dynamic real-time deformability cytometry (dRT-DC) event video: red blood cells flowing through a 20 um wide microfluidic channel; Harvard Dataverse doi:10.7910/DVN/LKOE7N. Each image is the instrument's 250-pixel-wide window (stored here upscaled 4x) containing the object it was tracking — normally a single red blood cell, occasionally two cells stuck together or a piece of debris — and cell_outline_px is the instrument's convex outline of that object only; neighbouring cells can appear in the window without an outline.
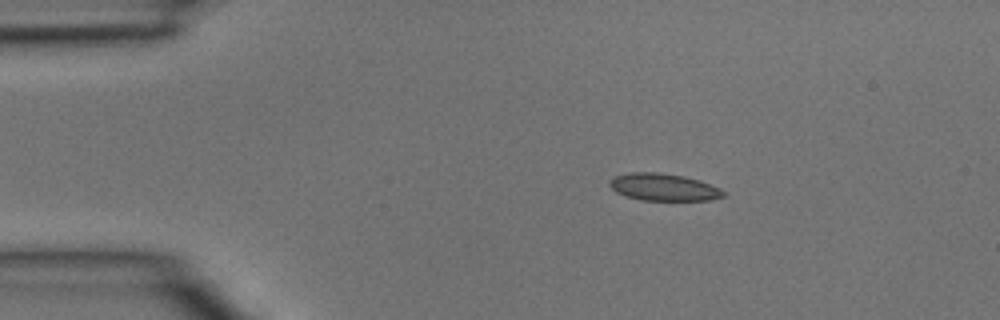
{"species": "common noctule bat (a hibernating species)", "species_latin": "Nyctalus noctula", "temperature_condition": "room temperature", "stored_images_in_passage": 2, "camera_frame_rate_fps": 3000, "um_per_image_px": 0.085, "animal": {"sex": "male", "body_mass_g": 15.6}, "frame": {"image": 1, "passage_image": 1, "time_ms": 0.0, "image_size_px": [1000, 320], "cell_outline_px": [[724, 196], [712, 200], [640, 200], [616, 192], [608, 184], [612, 176], [632, 172], [656, 172], [684, 176], [700, 180], [720, 188], [724, 192]], "centroid_in_image_um": [56.4, 15.9], "position_along_channel_um": 28.6, "area_um2": 18.03}}